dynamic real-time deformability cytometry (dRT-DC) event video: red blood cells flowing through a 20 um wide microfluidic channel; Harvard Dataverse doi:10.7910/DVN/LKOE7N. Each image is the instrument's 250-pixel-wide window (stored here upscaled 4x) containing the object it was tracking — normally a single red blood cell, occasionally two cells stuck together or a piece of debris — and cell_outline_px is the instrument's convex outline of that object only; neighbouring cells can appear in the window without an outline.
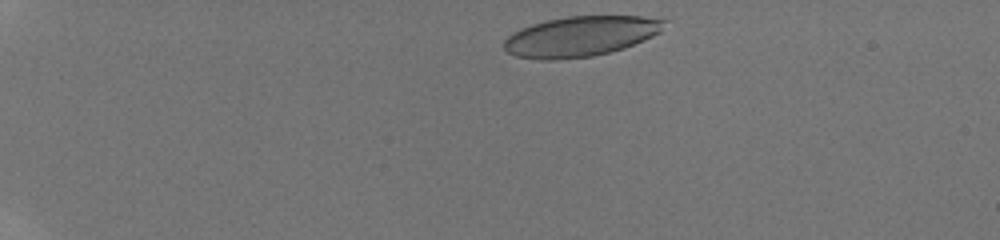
{"species": "human", "species_latin": "Homo sapiens", "temperature_condition": "room temperature", "stored_images_in_passage": 41, "camera_frame_rate_fps": 3000, "um_per_image_px": 0.085, "donor": {"sex": "male"}, "frame": {"image": 1, "passage_image": 2, "time_ms": 0.333, "image_size_px": [1000, 240], "cell_outline_px": [[668, 20], [660, 32], [644, 40], [624, 48], [592, 56], [556, 60], [540, 60], [516, 56], [508, 52], [504, 48], [504, 40], [512, 32], [520, 28], [532, 24], [548, 20], [568, 16], [640, 16]], "centroid_in_image_um": [49.33, 3.09], "position_along_channel_um": 35.7, "area_um2": 37.51}}
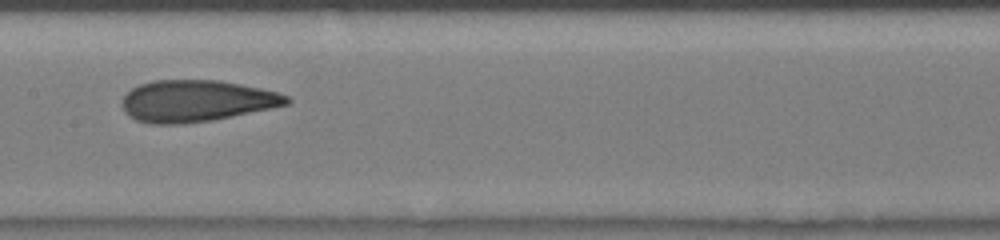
{"frame": {"image": 2, "passage_image": 20, "time_ms": 6.333, "image_size_px": [1000, 240], "cell_outline_px": [[292, 100], [288, 104], [232, 116], [212, 120], [184, 124], [152, 124], [136, 120], [128, 116], [124, 112], [120, 104], [124, 96], [132, 88], [140, 84], [152, 80], [220, 80], [260, 88], [276, 92], [288, 96]], "centroid_in_image_um": [16.64, 8.58], "position_along_channel_um": 190.8, "area_um2": 39.94}}
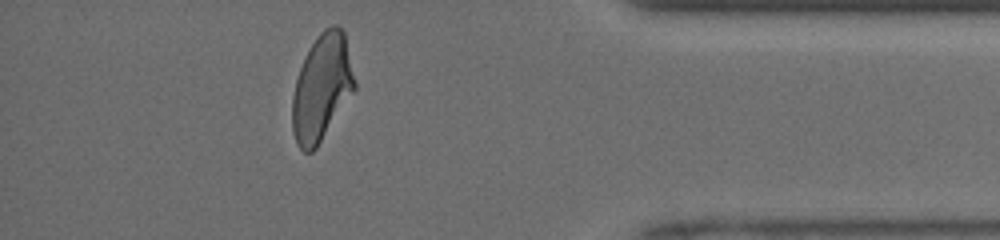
{"frame": {"image": 3, "passage_image": 37, "time_ms": 12.0, "image_size_px": [1000, 240], "cell_outline_px": [[356, 88], [316, 148], [312, 152], [304, 152], [296, 144], [292, 132], [292, 96], [296, 80], [300, 68], [308, 48], [320, 32], [324, 28], [332, 24], [336, 24], [344, 32], [356, 84]], "centroid_in_image_um": [27.33, 7.45], "position_along_channel_um": 407.9, "area_um2": 38.55}, "authors_computed_cell_mechanics": {"area_um2": 38.8416, "velocity_mm_per_s": 4.2413, "shape_relaxation_time_tau1_ms": 5.3725, "shape_relaxation_time_tau2_ms": 1.2246, "deformation_change_tau1": 0.1958, "deformation_change_tau2": 0.0853}}